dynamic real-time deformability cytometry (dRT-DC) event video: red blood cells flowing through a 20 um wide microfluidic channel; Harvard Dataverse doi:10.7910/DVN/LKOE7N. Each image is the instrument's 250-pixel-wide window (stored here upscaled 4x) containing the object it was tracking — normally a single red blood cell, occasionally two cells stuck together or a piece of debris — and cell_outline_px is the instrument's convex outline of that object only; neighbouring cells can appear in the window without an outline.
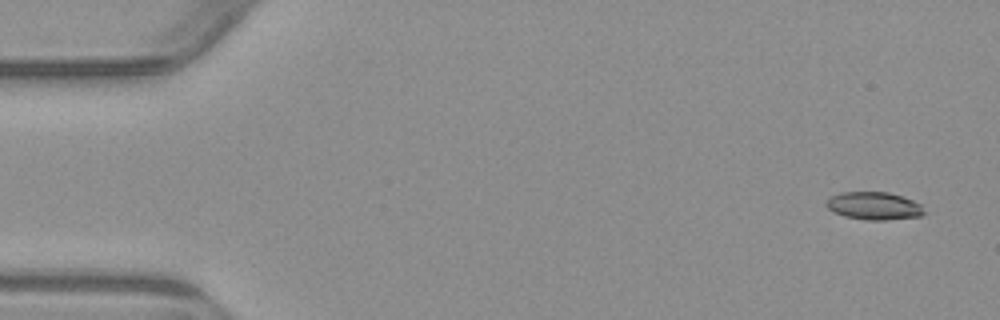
{"species": "common noctule bat (a hibernating species)", "species_latin": "Nyctalus noctula", "temperature_condition": "warm", "stored_images_in_passage": 6, "camera_frame_rate_fps": 3000, "um_per_image_px": 0.085, "animal": {"sex": "male", "body_mass_g": 23.1, "forearm_length_mm": 52.7}, "frame": {"image": 1, "passage_image": 1, "time_ms": 0.0, "image_size_px": [1000, 320], "cell_outline_px": [[924, 212], [920, 216], [884, 220], [864, 220], [844, 216], [832, 212], [824, 204], [832, 196], [840, 192], [888, 192], [912, 200], [920, 204]], "centroid_in_image_um": [74.24, 17.5], "position_along_channel_um": 10.8, "area_um2": 15.72}}
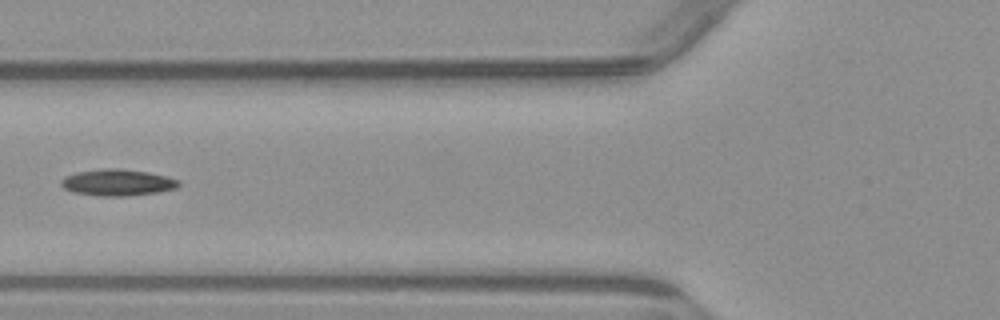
{"frame": {"image": 2, "passage_image": 6, "time_ms": 6.0, "image_size_px": [1000, 320], "cell_outline_px": [[180, 184], [176, 188], [156, 192], [124, 196], [100, 196], [72, 192], [64, 188], [60, 184], [60, 180], [64, 176], [76, 172], [108, 168], [116, 168], [148, 172], [180, 180]], "centroid_in_image_um": [9.94, 15.51], "position_along_channel_um": 115.9, "area_um2": 18.03}}